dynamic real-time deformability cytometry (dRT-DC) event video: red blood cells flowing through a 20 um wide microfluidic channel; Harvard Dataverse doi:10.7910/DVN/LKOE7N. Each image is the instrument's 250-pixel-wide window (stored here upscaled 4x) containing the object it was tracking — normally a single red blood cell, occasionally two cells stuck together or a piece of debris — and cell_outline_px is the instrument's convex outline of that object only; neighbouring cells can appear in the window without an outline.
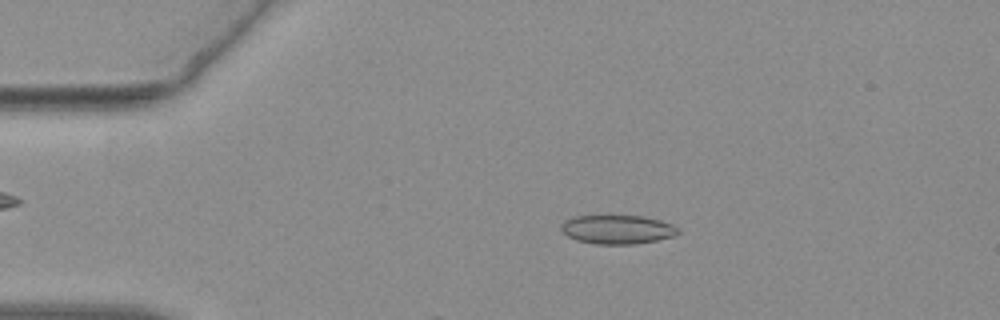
{"species": "common noctule bat (a hibernating species)", "species_latin": "Nyctalus noctula", "temperature_condition": "warm", "stored_images_in_passage": 13, "camera_frame_rate_fps": 3000, "um_per_image_px": 0.085, "animal": {"sex": "female", "body_mass_g": 19.3, "forearm_length_mm": 54.1}, "frame": {"image": 1, "passage_image": 10, "time_ms": 3.0, "image_size_px": [1000, 320], "cell_outline_px": [[680, 232], [672, 236], [656, 240], [636, 244], [596, 244], [576, 240], [568, 236], [560, 228], [560, 224], [564, 220], [576, 216], [644, 216], [660, 220], [672, 224]], "centroid_in_image_um": [52.45, 19.5], "position_along_channel_um": 32.6, "area_um2": 19.59}}